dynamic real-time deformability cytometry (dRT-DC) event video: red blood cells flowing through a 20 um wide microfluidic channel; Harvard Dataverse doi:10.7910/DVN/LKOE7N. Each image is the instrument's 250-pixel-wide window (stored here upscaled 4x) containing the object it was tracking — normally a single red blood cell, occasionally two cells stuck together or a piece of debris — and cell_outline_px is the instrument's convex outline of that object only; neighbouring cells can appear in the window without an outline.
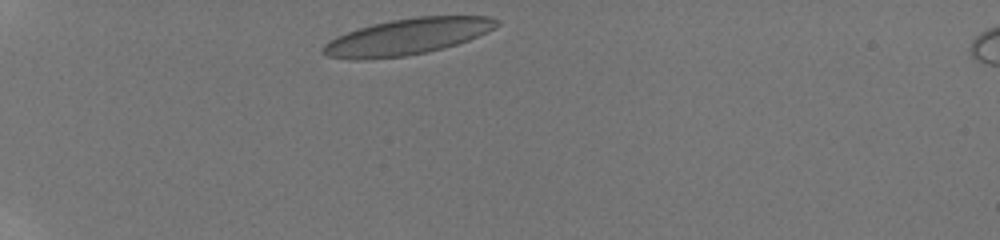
{"species": "human", "species_latin": "Homo sapiens", "temperature_condition": "room temperature", "stored_images_in_passage": 5, "camera_frame_rate_fps": 3000, "um_per_image_px": 0.085, "donor": {"sex": "male"}, "frame": {"image": 1, "passage_image": 1, "time_ms": 0.0, "image_size_px": [1000, 240], "cell_outline_px": [[500, 24], [468, 40], [456, 44], [424, 52], [404, 56], [364, 60], [352, 60], [328, 56], [320, 52], [320, 48], [328, 40], [336, 36], [360, 28], [392, 20], [420, 16], [488, 16], [496, 20]], "centroid_in_image_um": [34.53, 3.13], "position_along_channel_um": 50.5, "area_um2": 36.07}}